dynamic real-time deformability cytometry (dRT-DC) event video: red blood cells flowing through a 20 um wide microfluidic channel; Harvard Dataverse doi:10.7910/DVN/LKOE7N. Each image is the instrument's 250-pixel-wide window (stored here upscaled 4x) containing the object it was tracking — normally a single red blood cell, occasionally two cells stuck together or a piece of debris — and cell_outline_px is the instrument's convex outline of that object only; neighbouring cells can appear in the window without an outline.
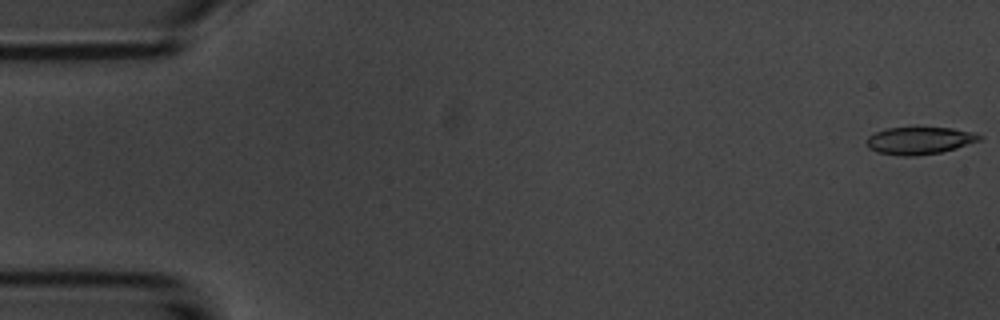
{"species": "common noctule bat (a hibernating species)", "species_latin": "Nyctalus noctula", "temperature_condition": "room temperature", "stored_images_in_passage": 54, "camera_frame_rate_fps": 3000, "um_per_image_px": 0.085, "animal": {"sex": "male", "body_mass_g": 20.1, "forearm_length_mm": 53.5}, "frame": {"image": 1, "passage_image": 1, "time_ms": 0.0, "image_size_px": [1000, 320], "cell_outline_px": [[984, 136], [980, 140], [956, 148], [940, 152], [916, 156], [900, 156], [876, 152], [868, 148], [864, 144], [868, 136], [876, 132], [888, 128], [952, 128], [976, 132]], "centroid_in_image_um": [78.14, 11.95], "position_along_channel_um": 6.9, "area_um2": 18.09}}
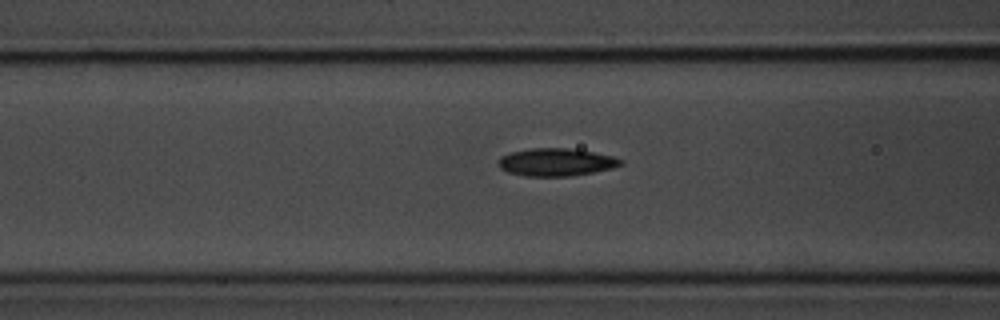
{"frame": {"image": 2, "passage_image": 21, "time_ms": 6.667, "image_size_px": [1000, 320], "cell_outline_px": [[624, 164], [612, 168], [572, 176], [524, 176], [508, 172], [500, 168], [496, 160], [500, 156], [508, 152], [532, 148], [568, 148], [592, 152], [612, 156], [624, 160]], "centroid_in_image_um": [47.23, 13.78], "position_along_channel_um": 119.4, "area_um2": 19.88}}
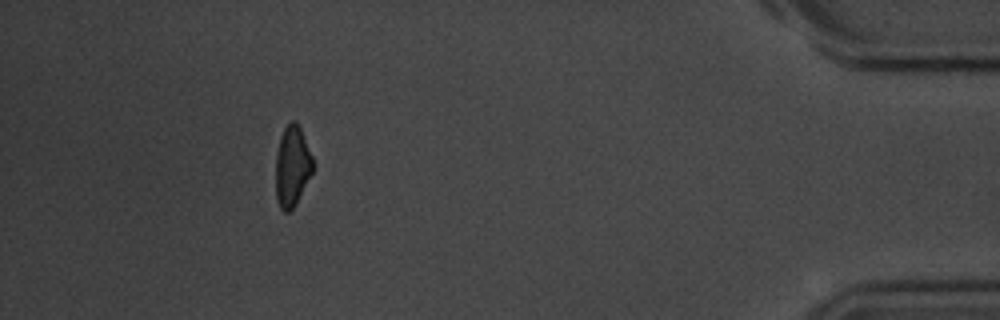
{"frame": {"image": 3, "passage_image": 49, "time_ms": 16.0, "image_size_px": [1000, 320], "cell_outline_px": [[312, 172], [296, 204], [288, 212], [284, 212], [280, 208], [276, 200], [276, 152], [280, 136], [284, 128], [292, 120], [300, 128], [312, 156]], "centroid_in_image_um": [24.81, 14.16], "position_along_channel_um": 410.4, "area_um2": 17.22}, "authors_computed_cell_mechanics": {"area_um2": 18.7272, "velocity_mm_per_s": 3.743, "shape_relaxation_time_tau1_ms": 2.8994, "shape_relaxation_time_tau2_ms": 6.6328, "deformation_change_tau1": 0.1142, "deformation_change_tau2": 0.1435}}